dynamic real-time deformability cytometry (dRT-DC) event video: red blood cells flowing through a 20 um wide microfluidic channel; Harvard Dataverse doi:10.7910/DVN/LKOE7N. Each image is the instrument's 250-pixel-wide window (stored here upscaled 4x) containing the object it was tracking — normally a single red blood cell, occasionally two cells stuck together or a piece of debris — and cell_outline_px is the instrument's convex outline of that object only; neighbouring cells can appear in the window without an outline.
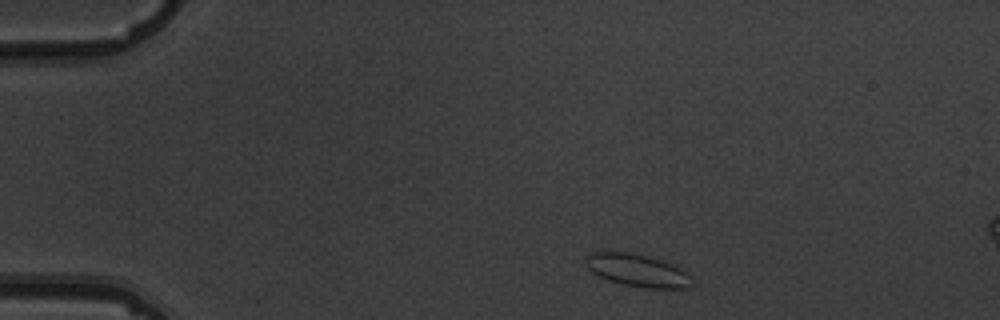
{"species": "common noctule bat (a hibernating species)", "species_latin": "Nyctalus noctula", "temperature_condition": "warm", "stored_images_in_passage": 3, "camera_frame_rate_fps": 3000, "um_per_image_px": 0.085, "animal": {"sex": "male", "body_mass_g": 19.5, "forearm_length_mm": 54.6}, "frame": {"image": 1, "passage_image": 1, "time_ms": 0.0, "image_size_px": [1000, 320], "cell_outline_px": [[692, 288], [644, 288], [624, 284], [608, 280], [592, 272], [588, 268], [584, 260], [584, 256], [588, 252], [624, 252], [644, 256], [660, 260], [672, 264], [688, 272], [692, 276]], "centroid_in_image_um": [54.19, 22.99], "position_along_channel_um": 30.8, "area_um2": 20.11}}